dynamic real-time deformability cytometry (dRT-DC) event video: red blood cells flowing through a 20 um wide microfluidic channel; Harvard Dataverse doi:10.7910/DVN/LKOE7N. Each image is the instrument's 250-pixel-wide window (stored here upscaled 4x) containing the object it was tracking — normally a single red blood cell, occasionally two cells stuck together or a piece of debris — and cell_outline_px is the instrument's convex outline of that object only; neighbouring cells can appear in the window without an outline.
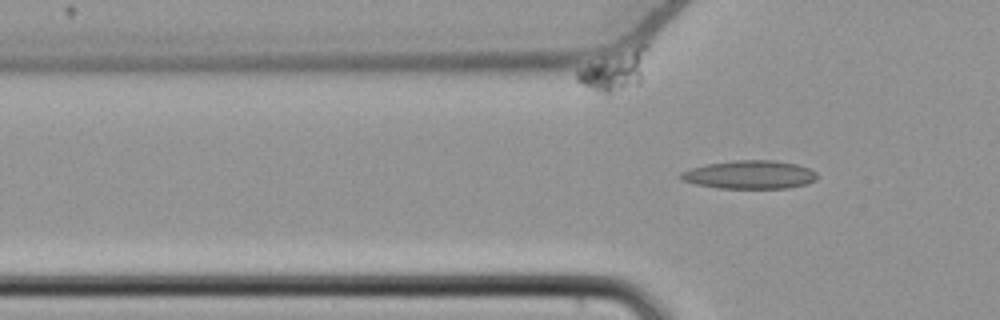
{"species": "common noctule bat (a hibernating species)", "species_latin": "Nyctalus noctula", "temperature_condition": "cold", "stored_images_in_passage": 2, "camera_frame_rate_fps": 3000, "um_per_image_px": 0.085, "animal": {"sex": "female", "body_mass_g": 22.7, "forearm_length_mm": 54.2}, "frame": {"image": 1, "passage_image": 2, "time_ms": 0.333, "image_size_px": [1000, 320], "cell_outline_px": [[816, 180], [808, 184], [788, 188], [716, 188], [696, 184], [680, 180], [680, 172], [692, 168], [708, 164], [732, 160], [772, 160], [796, 164], [812, 168], [816, 172]], "centroid_in_image_um": [63.75, 14.85], "position_along_channel_um": 62.1, "area_um2": 22.66}}